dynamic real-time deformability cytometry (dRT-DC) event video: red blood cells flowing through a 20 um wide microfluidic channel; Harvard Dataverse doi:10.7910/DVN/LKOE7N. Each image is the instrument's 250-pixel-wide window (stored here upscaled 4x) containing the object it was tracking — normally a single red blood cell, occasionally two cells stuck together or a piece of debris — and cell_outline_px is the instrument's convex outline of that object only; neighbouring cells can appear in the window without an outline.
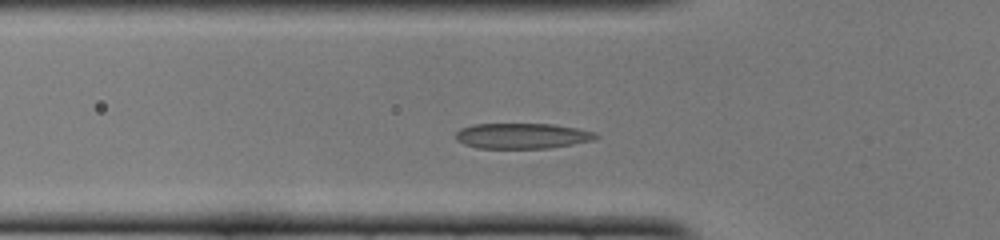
{"species": "common noctule bat (a hibernating species)", "species_latin": "Nyctalus noctula", "temperature_condition": "cold", "stored_images_in_passage": 42, "camera_frame_rate_fps": 3000, "um_per_image_px": 0.085, "animal": {"sex": "female", "body_mass_g": 22.0, "forearm_length_mm": 56.7}, "frame": {"image": 1, "passage_image": 8, "time_ms": 2.333, "image_size_px": [1000, 240], "cell_outline_px": [[600, 136], [592, 140], [572, 144], [548, 148], [476, 148], [464, 144], [456, 140], [456, 132], [460, 128], [472, 124], [552, 124], [576, 128], [596, 132]], "centroid_in_image_um": [44.36, 11.55], "position_along_channel_um": 81.4, "area_um2": 20.81}}
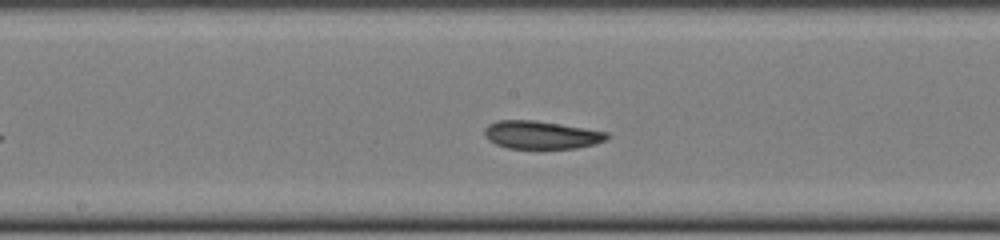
{"frame": {"image": 2, "passage_image": 17, "time_ms": 5.333, "image_size_px": [1000, 240], "cell_outline_px": [[608, 136], [604, 140], [592, 144], [576, 148], [508, 148], [496, 144], [488, 140], [484, 132], [484, 128], [488, 124], [496, 120], [536, 120], [608, 132]], "centroid_in_image_um": [45.94, 11.45], "position_along_channel_um": 202.3, "area_um2": 19.77}}
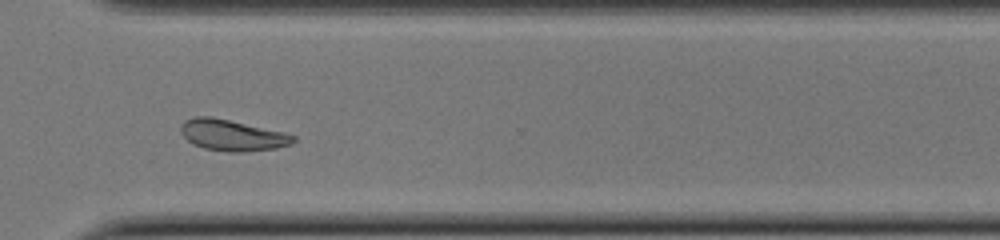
{"frame": {"image": 3, "passage_image": 28, "time_ms": 9.0, "image_size_px": [1000, 240], "cell_outline_px": [[296, 140], [292, 144], [276, 148], [244, 152], [228, 152], [204, 148], [192, 144], [180, 132], [180, 124], [184, 120], [196, 116], [212, 116], [284, 132], [296, 136]], "centroid_in_image_um": [19.73, 11.49], "position_along_channel_um": 350.9, "area_um2": 20.58}, "authors_computed_cell_mechanics": {"area_um2": 20.4612, "velocity_mm_per_s": 4.0263, "shape_relaxation_time_tau1_ms": null, "shape_relaxation_time_tau2_ms": 3.7142, "deformation_change_tau1": null, "deformation_change_tau2": 0.0877}}